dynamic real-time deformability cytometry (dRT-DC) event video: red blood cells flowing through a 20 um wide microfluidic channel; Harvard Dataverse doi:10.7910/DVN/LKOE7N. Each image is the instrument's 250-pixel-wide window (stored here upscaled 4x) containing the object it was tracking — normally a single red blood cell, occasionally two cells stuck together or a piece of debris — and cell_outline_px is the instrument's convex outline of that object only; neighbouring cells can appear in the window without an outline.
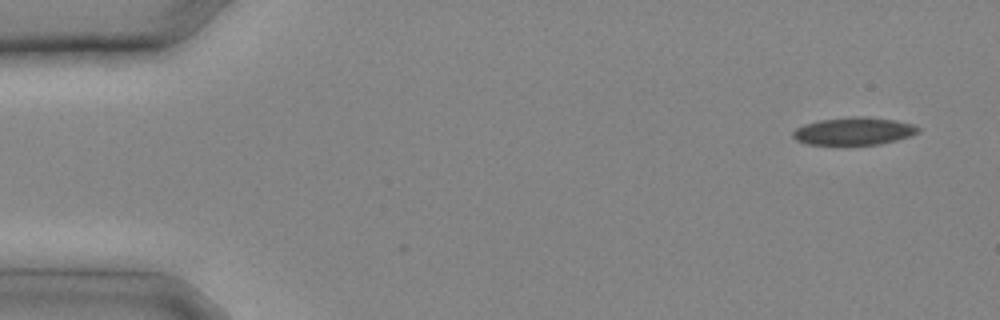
{"species": "common noctule bat (a hibernating species)", "species_latin": "Nyctalus noctula", "temperature_condition": "cold", "stored_images_in_passage": 4, "camera_frame_rate_fps": 3000, "um_per_image_px": 0.085, "animal": {"sex": "male", "body_mass_g": 20.4}, "frame": {"image": 1, "passage_image": 1, "time_ms": 0.0, "image_size_px": [1000, 320], "cell_outline_px": [[920, 132], [912, 136], [880, 144], [808, 144], [796, 140], [792, 136], [792, 132], [796, 128], [804, 124], [820, 120], [848, 116], [868, 116], [896, 120], [912, 124], [920, 128]], "centroid_in_image_um": [72.6, 11.13], "position_along_channel_um": 12.4, "area_um2": 20.29}}